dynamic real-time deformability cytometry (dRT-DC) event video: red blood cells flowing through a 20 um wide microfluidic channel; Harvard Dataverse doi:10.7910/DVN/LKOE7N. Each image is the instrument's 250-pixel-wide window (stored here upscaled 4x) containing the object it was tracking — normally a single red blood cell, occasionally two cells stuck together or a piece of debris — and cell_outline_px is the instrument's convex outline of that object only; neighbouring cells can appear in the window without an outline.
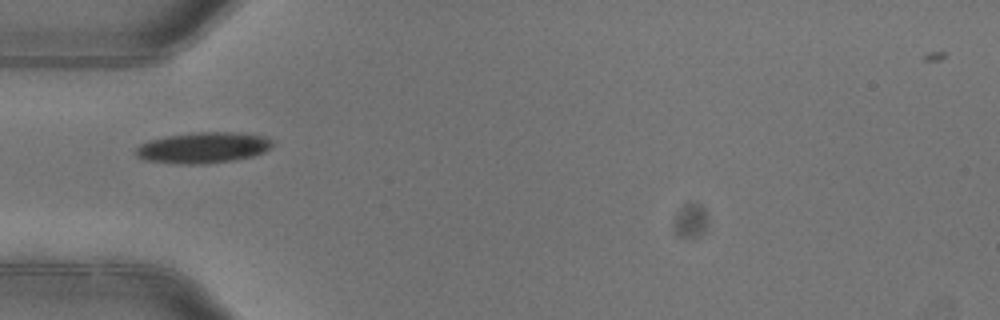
{"species": "common noctule bat (a hibernating species)", "species_latin": "Nyctalus noctula", "temperature_condition": "warm", "stored_images_in_passage": 1, "camera_frame_rate_fps": 3000, "um_per_image_px": 0.085, "animal": {"sex": "female"}, "frame": {"image": 1, "passage_image": 1, "time_ms": 0.0, "image_size_px": [1000, 320], "cell_outline_px": [[272, 148], [264, 152], [252, 156], [232, 160], [204, 164], [184, 164], [144, 160], [136, 156], [132, 152], [140, 144], [148, 140], [164, 136], [196, 132], [244, 132], [264, 136], [272, 140]], "centroid_in_image_um": [17.24, 12.54], "position_along_channel_um": 67.8, "area_um2": 24.91}}